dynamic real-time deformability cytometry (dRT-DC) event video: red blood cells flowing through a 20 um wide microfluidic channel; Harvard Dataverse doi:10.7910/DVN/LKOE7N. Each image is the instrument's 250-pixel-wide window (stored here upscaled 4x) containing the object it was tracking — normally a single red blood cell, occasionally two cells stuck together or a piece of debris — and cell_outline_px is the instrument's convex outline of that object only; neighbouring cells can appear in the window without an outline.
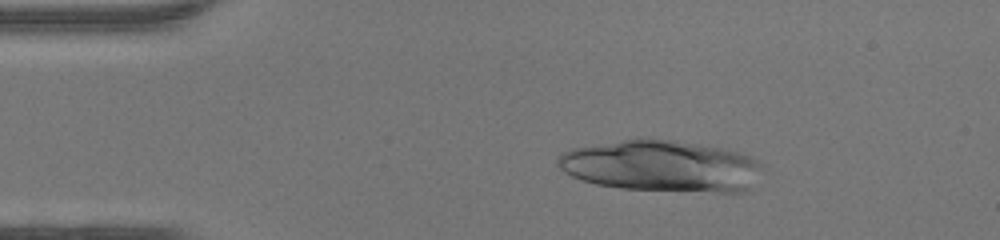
{"species": "human", "species_latin": "Homo sapiens", "temperature_condition": "warm", "stored_images_in_passage": 25, "camera_frame_rate_fps": 3000, "um_per_image_px": 0.085, "donor": {"sex": "female"}, "frame": {"image": 1, "passage_image": 8, "time_ms": 2.333, "image_size_px": [1000, 240], "cell_outline_px": [[764, 164], [748, 188], [740, 192], [716, 192], [620, 188], [596, 184], [572, 176], [564, 172], [556, 164], [556, 160], [564, 152], [572, 148], [640, 136], [648, 136], [676, 140], [720, 148], [736, 152], [748, 156]], "centroid_in_image_um": [56.15, 14.08], "position_along_channel_um": 28.8, "area_um2": 61.44}}